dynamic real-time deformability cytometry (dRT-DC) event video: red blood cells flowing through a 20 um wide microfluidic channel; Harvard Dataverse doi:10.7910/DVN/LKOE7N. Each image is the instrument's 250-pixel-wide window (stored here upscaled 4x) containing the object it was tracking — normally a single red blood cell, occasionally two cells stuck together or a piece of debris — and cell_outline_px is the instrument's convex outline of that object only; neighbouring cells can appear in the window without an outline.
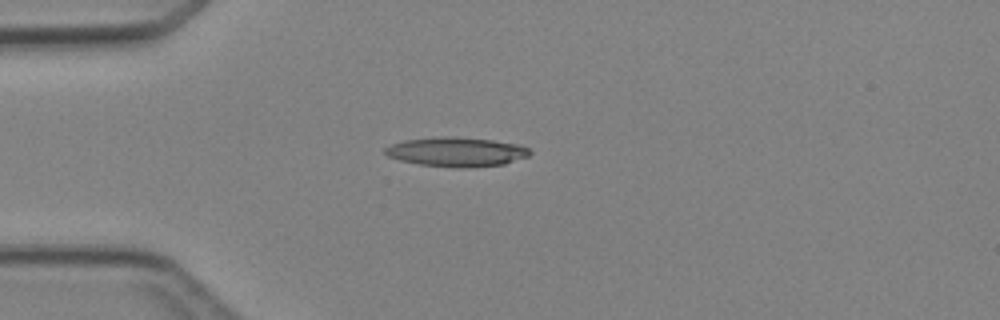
{"species": "Egyptian fruit bat (a non-hibernating species)", "species_latin": "Rousettus aegyptiacus", "temperature_condition": "cold", "stored_images_in_passage": 1, "camera_frame_rate_fps": 3000, "um_per_image_px": 0.085, "animal": {"sex": "female"}, "frame": {"image": 1, "passage_image": 1, "time_ms": 0.0, "image_size_px": [1000, 320], "cell_outline_px": [[532, 152], [528, 156], [504, 164], [468, 168], [456, 168], [420, 164], [400, 160], [388, 156], [384, 152], [384, 148], [392, 144], [404, 140], [436, 136], [456, 136], [492, 140], [520, 144], [528, 148]], "centroid_in_image_um": [38.81, 12.9], "position_along_channel_um": 46.2, "area_um2": 24.97}}